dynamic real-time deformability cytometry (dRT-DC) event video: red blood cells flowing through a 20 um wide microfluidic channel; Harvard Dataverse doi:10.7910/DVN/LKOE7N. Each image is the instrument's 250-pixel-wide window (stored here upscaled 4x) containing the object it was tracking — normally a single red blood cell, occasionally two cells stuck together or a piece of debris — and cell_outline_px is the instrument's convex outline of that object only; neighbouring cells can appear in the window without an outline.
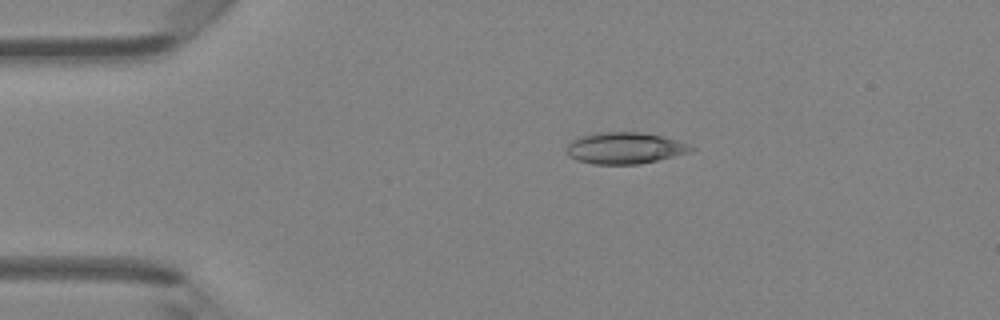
{"species": "Egyptian fruit bat (a non-hibernating species)", "species_latin": "Rousettus aegyptiacus", "temperature_condition": "room temperature", "stored_images_in_passage": 3, "camera_frame_rate_fps": 3000, "um_per_image_px": 0.085, "animal": {"sex": "female"}, "frame": {"image": 1, "passage_image": 2, "time_ms": 0.333, "image_size_px": [1000, 320], "cell_outline_px": [[696, 148], [692, 152], [640, 164], [592, 164], [576, 160], [568, 156], [564, 148], [572, 140], [580, 136], [596, 132], [640, 132], [664, 136], [688, 144]], "centroid_in_image_um": [53.09, 12.58], "position_along_channel_um": 31.9, "area_um2": 23.12}}